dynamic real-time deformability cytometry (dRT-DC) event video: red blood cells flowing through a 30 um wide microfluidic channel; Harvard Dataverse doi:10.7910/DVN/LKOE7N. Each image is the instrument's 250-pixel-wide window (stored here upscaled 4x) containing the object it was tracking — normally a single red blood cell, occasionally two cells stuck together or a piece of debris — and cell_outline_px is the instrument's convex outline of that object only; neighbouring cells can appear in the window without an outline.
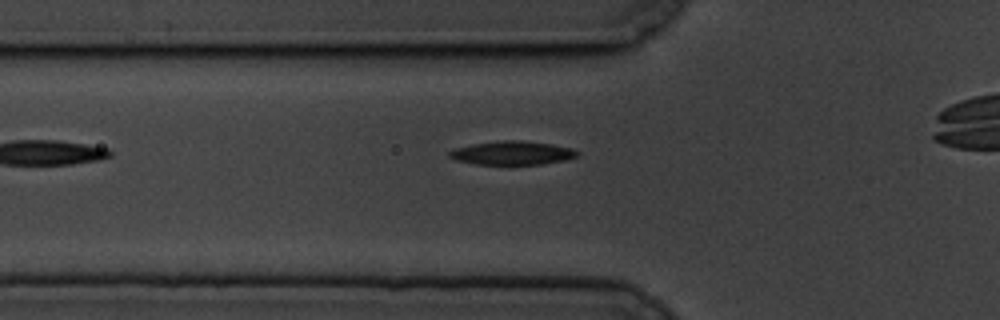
{"species": "common noctule bat (a hibernating species)", "species_latin": "Nyctalus noctula", "temperature_condition": "cold", "stored_images_in_passage": 33, "camera_frame_rate_fps": 3000, "um_per_image_px": 0.085, "animal": {"sex": "male", "body_mass_g": 19.5, "forearm_length_mm": 54.6}, "frame": {"image": 1, "passage_image": 2, "time_ms": 0.333, "image_size_px": [1000, 320], "cell_outline_px": [[580, 152], [576, 156], [564, 160], [540, 164], [476, 164], [456, 160], [448, 156], [448, 152], [452, 148], [472, 144], [504, 140], [520, 140], [552, 144], [572, 148]], "centroid_in_image_um": [43.51, 12.99], "position_along_channel_um": 82.3, "area_um2": 17.57}}
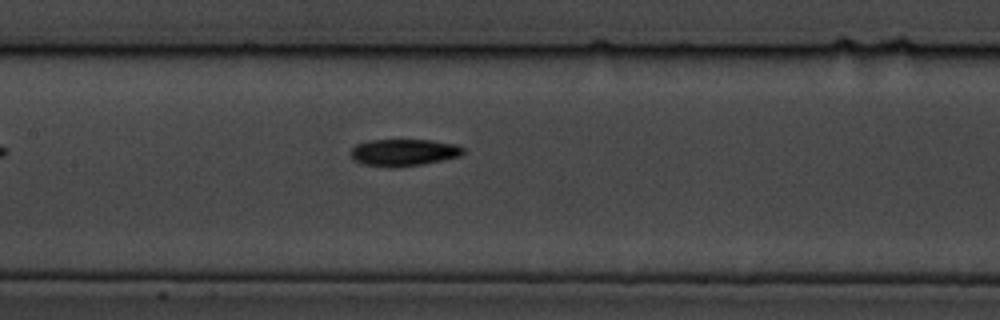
{"frame": {"image": 2, "passage_image": 10, "time_ms": 3.0, "image_size_px": [1000, 320], "cell_outline_px": [[464, 152], [460, 156], [424, 164], [364, 164], [352, 160], [352, 148], [356, 144], [372, 140], [432, 140], [456, 144], [464, 148]], "centroid_in_image_um": [34.38, 12.91], "position_along_channel_um": 173.0, "area_um2": 16.82}}
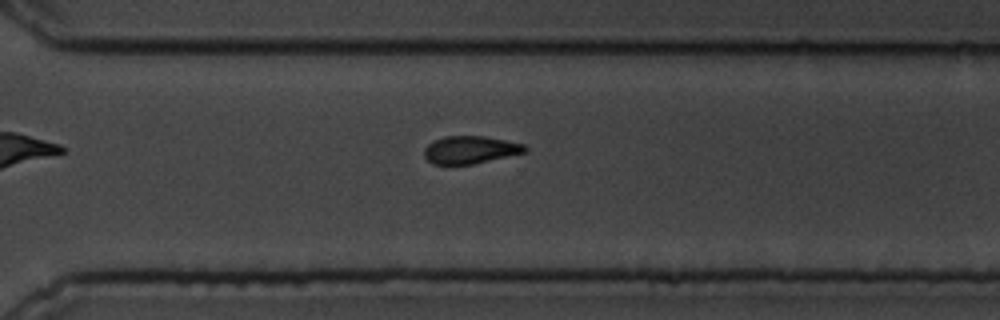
{"frame": {"image": 3, "passage_image": 24, "time_ms": 7.667, "image_size_px": [1000, 320], "cell_outline_px": [[528, 148], [524, 152], [472, 164], [432, 164], [424, 156], [424, 148], [428, 144], [444, 136], [484, 136], [524, 144]], "centroid_in_image_um": [39.94, 12.73], "position_along_channel_um": 330.7, "area_um2": 15.95}}